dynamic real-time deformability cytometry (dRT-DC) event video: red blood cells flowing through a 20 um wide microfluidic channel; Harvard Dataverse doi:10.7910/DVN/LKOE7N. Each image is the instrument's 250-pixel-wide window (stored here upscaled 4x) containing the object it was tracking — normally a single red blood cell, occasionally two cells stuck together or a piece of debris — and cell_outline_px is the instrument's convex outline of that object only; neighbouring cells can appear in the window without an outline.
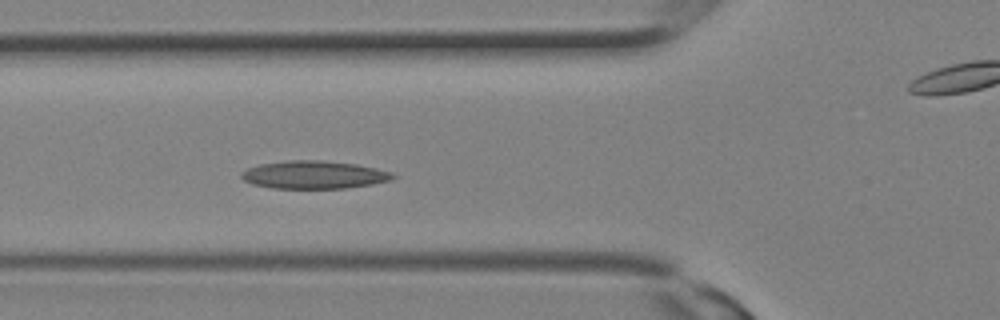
{"species": "Egyptian fruit bat (a non-hibernating species)", "species_latin": "Rousettus aegyptiacus", "temperature_condition": "room temperature", "stored_images_in_passage": 6, "segment_of_instrument_passage": [1, 2], "camera_frame_rate_fps": 3000, "um_per_image_px": 0.085, "animal": {"sex": "female"}, "frame": {"image": 1, "passage_image": 5, "time_ms": 1.333, "image_size_px": [1000, 320], "cell_outline_px": [[396, 176], [392, 180], [372, 184], [348, 188], [272, 188], [252, 184], [244, 180], [240, 176], [248, 168], [260, 164], [284, 160], [324, 160], [356, 164], [376, 168], [392, 172]], "centroid_in_image_um": [26.72, 14.85], "position_along_channel_um": 99.1, "area_um2": 24.68}}